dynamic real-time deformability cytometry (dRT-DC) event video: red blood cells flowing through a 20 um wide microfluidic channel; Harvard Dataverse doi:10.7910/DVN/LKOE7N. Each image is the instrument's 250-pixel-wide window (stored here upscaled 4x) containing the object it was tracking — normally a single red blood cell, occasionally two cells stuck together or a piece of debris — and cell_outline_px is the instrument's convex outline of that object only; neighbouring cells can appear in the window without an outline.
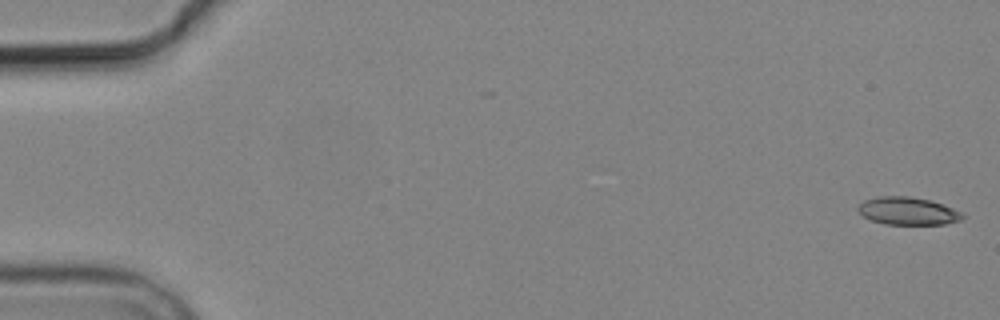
{"species": "common noctule bat (a hibernating species)", "species_latin": "Nyctalus noctula", "temperature_condition": "cold", "stored_images_in_passage": 6, "camera_frame_rate_fps": 3000, "um_per_image_px": 0.085, "animal": {"sex": "male", "body_mass_g": 19.2, "forearm_length_mm": 51.8}, "frame": {"image": 1, "passage_image": 1, "time_ms": 0.0, "image_size_px": [1000, 320], "cell_outline_px": [[968, 216], [960, 220], [944, 224], [884, 224], [872, 220], [864, 216], [856, 208], [864, 200], [880, 196], [908, 196], [928, 200], [964, 212]], "centroid_in_image_um": [77.19, 17.94], "position_along_channel_um": 7.8, "area_um2": 16.76}}